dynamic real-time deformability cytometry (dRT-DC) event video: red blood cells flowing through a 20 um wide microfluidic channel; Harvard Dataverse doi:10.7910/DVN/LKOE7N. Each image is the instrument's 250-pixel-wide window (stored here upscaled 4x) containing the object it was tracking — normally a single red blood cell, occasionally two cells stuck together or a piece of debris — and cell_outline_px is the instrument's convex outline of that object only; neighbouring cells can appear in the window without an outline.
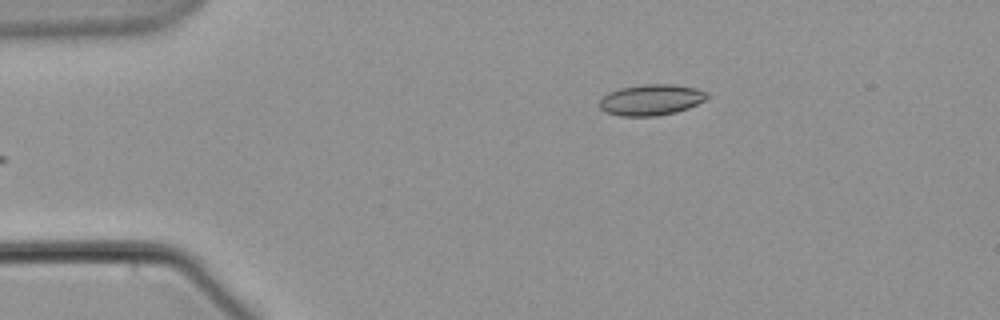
{"species": "common noctule bat (a hibernating species)", "species_latin": "Nyctalus noctula", "temperature_condition": "warm", "stored_images_in_passage": 4, "camera_frame_rate_fps": 3000, "um_per_image_px": 0.085, "animal": {"sex": "male", "body_mass_g": 21.5, "forearm_length_mm": 52.0}, "frame": {"image": 1, "passage_image": 4, "time_ms": 3.667, "image_size_px": [1000, 320], "cell_outline_px": [[708, 96], [704, 100], [688, 108], [676, 112], [656, 116], [620, 116], [604, 112], [600, 108], [600, 100], [608, 92], [620, 88], [644, 84], [672, 84], [696, 88], [708, 92]], "centroid_in_image_um": [55.33, 8.49], "position_along_channel_um": 29.7, "area_um2": 19.42}}